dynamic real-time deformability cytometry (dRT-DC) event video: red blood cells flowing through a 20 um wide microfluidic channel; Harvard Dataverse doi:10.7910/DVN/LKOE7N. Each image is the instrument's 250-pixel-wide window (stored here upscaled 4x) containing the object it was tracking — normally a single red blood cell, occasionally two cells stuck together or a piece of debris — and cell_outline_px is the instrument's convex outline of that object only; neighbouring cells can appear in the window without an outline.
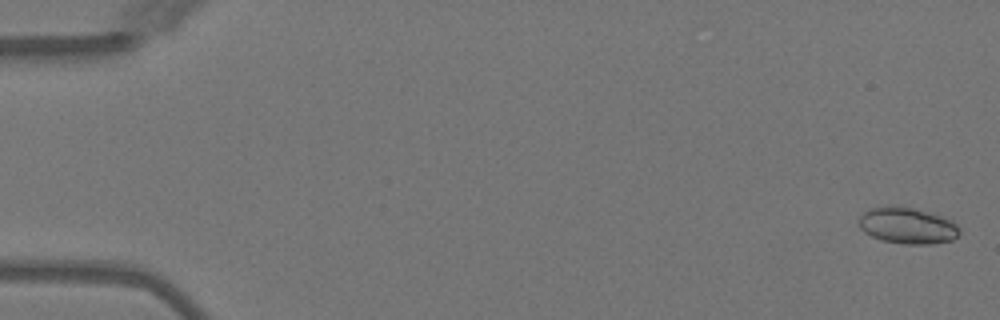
{"species": "Egyptian fruit bat (a non-hibernating species)", "species_latin": "Rousettus aegyptiacus", "temperature_condition": "warm", "stored_images_in_passage": 4, "camera_frame_rate_fps": 3000, "um_per_image_px": 0.085, "animal": {"sex": "female"}, "frame": {"image": 1, "passage_image": 1, "time_ms": 0.0, "image_size_px": [1000, 320], "cell_outline_px": [[960, 232], [952, 240], [932, 244], [904, 244], [880, 240], [864, 232], [860, 228], [860, 216], [864, 212], [872, 208], [896, 204], [944, 216], [952, 220], [960, 228]], "centroid_in_image_um": [77.15, 19.17], "position_along_channel_um": 7.9, "area_um2": 21.44}}